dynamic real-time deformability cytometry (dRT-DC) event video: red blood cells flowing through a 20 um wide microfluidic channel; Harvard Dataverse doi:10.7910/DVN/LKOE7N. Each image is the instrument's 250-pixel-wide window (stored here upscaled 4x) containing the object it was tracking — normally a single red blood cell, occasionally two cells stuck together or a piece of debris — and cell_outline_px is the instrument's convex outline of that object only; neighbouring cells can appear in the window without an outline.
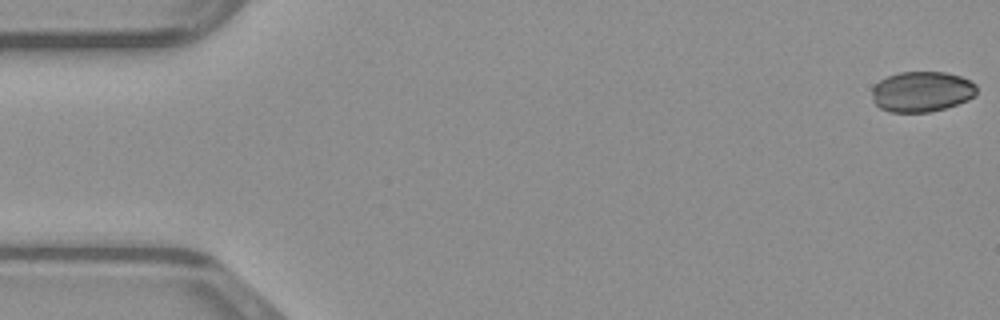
{"species": "common noctule bat (a hibernating species)", "species_latin": "Nyctalus noctula", "temperature_condition": "warm", "stored_images_in_passage": 49, "camera_frame_rate_fps": 3000, "um_per_image_px": 0.085, "animal": {"sex": "male", "body_mass_g": 23.1, "forearm_length_mm": 52.7}, "frame": {"image": 1, "passage_image": 1, "time_ms": 0.0, "image_size_px": [1000, 320], "cell_outline_px": [[976, 92], [968, 100], [944, 108], [928, 112], [888, 112], [880, 108], [872, 100], [872, 88], [880, 80], [888, 76], [900, 72], [944, 72], [960, 76], [972, 80], [976, 84]], "centroid_in_image_um": [78.34, 7.78], "position_along_channel_um": 6.7, "area_um2": 24.68}}
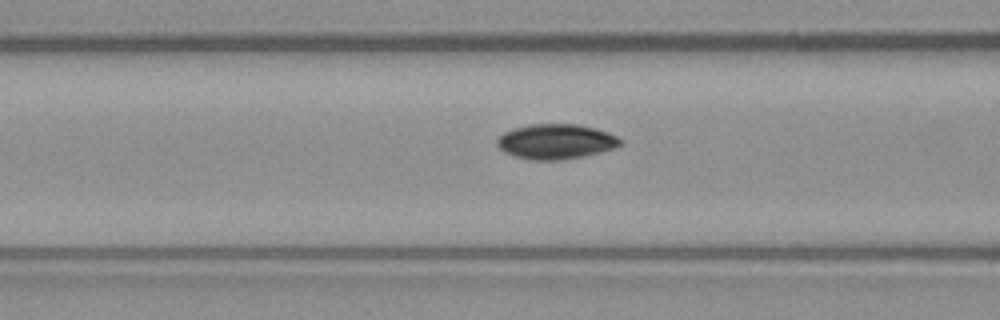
{"frame": {"image": 2, "passage_image": 19, "time_ms": 6.0, "image_size_px": [1000, 320], "cell_outline_px": [[624, 144], [600, 152], [584, 156], [564, 160], [528, 160], [504, 152], [496, 144], [496, 140], [504, 132], [512, 128], [528, 124], [580, 124], [596, 128], [608, 132], [624, 140]], "centroid_in_image_um": [47.26, 12.03], "position_along_channel_um": 119.3, "area_um2": 25.43}}
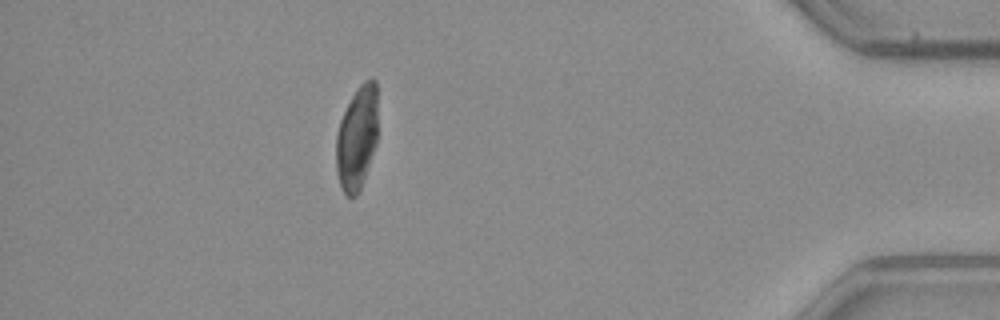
{"frame": {"image": 3, "passage_image": 43, "time_ms": 14.0, "image_size_px": [1000, 320], "cell_outline_px": [[376, 144], [360, 188], [356, 196], [348, 196], [344, 192], [340, 184], [336, 172], [336, 136], [340, 120], [352, 96], [360, 84], [364, 80], [372, 76], [376, 80]], "centroid_in_image_um": [30.32, 11.69], "position_along_channel_um": 404.9, "area_um2": 24.85}}